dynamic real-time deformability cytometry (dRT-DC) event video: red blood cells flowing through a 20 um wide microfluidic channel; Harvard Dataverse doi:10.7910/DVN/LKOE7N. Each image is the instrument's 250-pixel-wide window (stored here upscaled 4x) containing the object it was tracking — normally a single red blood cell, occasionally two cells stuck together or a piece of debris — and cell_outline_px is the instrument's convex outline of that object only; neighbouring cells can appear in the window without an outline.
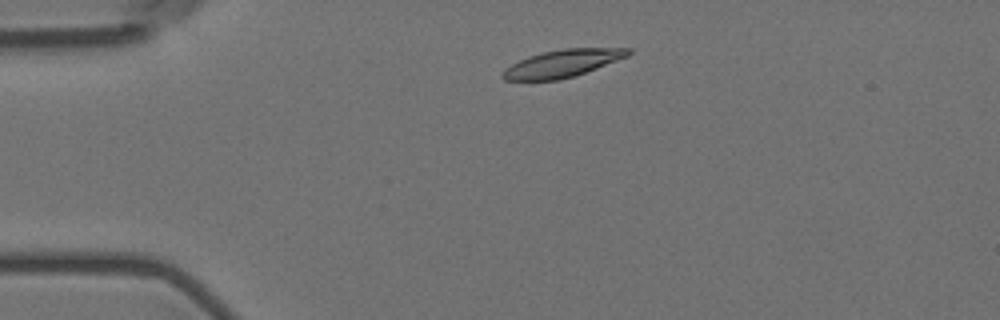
{"species": "Egyptian fruit bat (a non-hibernating species)", "species_latin": "Rousettus aegyptiacus", "temperature_condition": "room temperature", "stored_images_in_passage": 3, "camera_frame_rate_fps": 3000, "um_per_image_px": 0.085, "animal": {"sex": "female"}, "frame": {"image": 1, "passage_image": 2, "time_ms": 0.333, "image_size_px": [1000, 320], "cell_outline_px": [[632, 52], [628, 56], [596, 68], [560, 80], [504, 80], [500, 76], [500, 72], [504, 68], [528, 56], [544, 52], [564, 48], [632, 48]], "centroid_in_image_um": [47.77, 5.39], "position_along_channel_um": 37.2, "area_um2": 19.94}}